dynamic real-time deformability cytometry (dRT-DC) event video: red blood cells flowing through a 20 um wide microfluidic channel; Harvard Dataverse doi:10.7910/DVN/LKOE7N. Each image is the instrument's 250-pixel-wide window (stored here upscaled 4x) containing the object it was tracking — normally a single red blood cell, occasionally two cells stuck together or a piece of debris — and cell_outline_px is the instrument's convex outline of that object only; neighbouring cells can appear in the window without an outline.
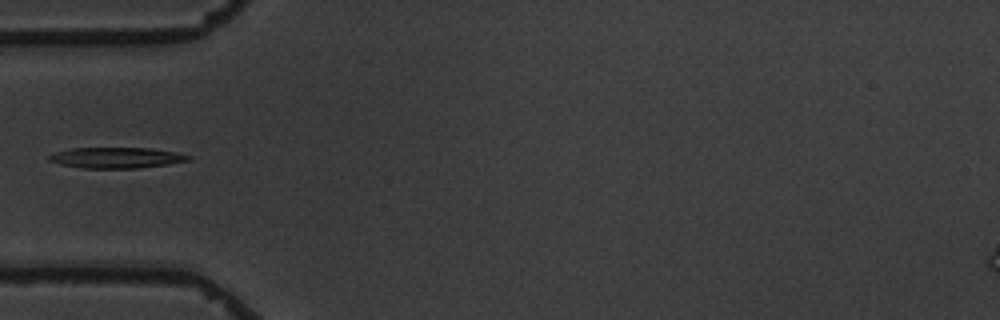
{"species": "common noctule bat (a hibernating species)", "species_latin": "Nyctalus noctula", "temperature_condition": "warm", "stored_images_in_passage": 4, "camera_frame_rate_fps": 3000, "um_per_image_px": 0.085, "animal": {"sex": "male", "body_mass_g": 19.5, "forearm_length_mm": 54.6}, "frame": {"image": 1, "passage_image": 4, "time_ms": 4.333, "image_size_px": [1000, 320], "cell_outline_px": [[192, 160], [168, 164], [140, 168], [84, 168], [60, 164], [48, 160], [48, 156], [56, 152], [72, 148], [152, 148], [176, 152], [192, 156]], "centroid_in_image_um": [9.94, 13.4], "position_along_channel_um": 75.1, "area_um2": 16.88}}